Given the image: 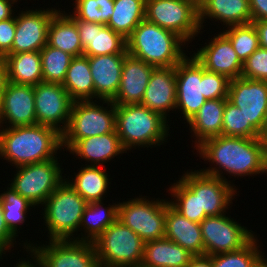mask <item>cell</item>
Masks as SVG:
<instances>
[{
	"mask_svg": "<svg viewBox=\"0 0 267 267\" xmlns=\"http://www.w3.org/2000/svg\"><path fill=\"white\" fill-rule=\"evenodd\" d=\"M196 150L204 161L214 164L213 167L202 168L199 171L205 175L220 178L230 184L233 182L226 179L224 176L226 173L234 176V178L239 176L241 178L245 176L252 177V175L265 173L267 141L263 138L220 135L204 140L196 147Z\"/></svg>",
	"mask_w": 267,
	"mask_h": 267,
	"instance_id": "6da1fadb",
	"label": "cell"
},
{
	"mask_svg": "<svg viewBox=\"0 0 267 267\" xmlns=\"http://www.w3.org/2000/svg\"><path fill=\"white\" fill-rule=\"evenodd\" d=\"M58 150H62V135L52 127L35 124L0 129V158L15 168L55 159Z\"/></svg>",
	"mask_w": 267,
	"mask_h": 267,
	"instance_id": "7a4b0ae2",
	"label": "cell"
},
{
	"mask_svg": "<svg viewBox=\"0 0 267 267\" xmlns=\"http://www.w3.org/2000/svg\"><path fill=\"white\" fill-rule=\"evenodd\" d=\"M128 55L157 67H175L187 55L185 41L146 18L126 39Z\"/></svg>",
	"mask_w": 267,
	"mask_h": 267,
	"instance_id": "3957f363",
	"label": "cell"
},
{
	"mask_svg": "<svg viewBox=\"0 0 267 267\" xmlns=\"http://www.w3.org/2000/svg\"><path fill=\"white\" fill-rule=\"evenodd\" d=\"M115 118V131L126 151L160 146L170 136L167 119L141 104L115 105Z\"/></svg>",
	"mask_w": 267,
	"mask_h": 267,
	"instance_id": "277c9868",
	"label": "cell"
},
{
	"mask_svg": "<svg viewBox=\"0 0 267 267\" xmlns=\"http://www.w3.org/2000/svg\"><path fill=\"white\" fill-rule=\"evenodd\" d=\"M87 202L65 180L42 205L49 240L74 239Z\"/></svg>",
	"mask_w": 267,
	"mask_h": 267,
	"instance_id": "5b68a950",
	"label": "cell"
},
{
	"mask_svg": "<svg viewBox=\"0 0 267 267\" xmlns=\"http://www.w3.org/2000/svg\"><path fill=\"white\" fill-rule=\"evenodd\" d=\"M115 125V104L111 100L73 101L68 126L61 134L62 149L68 151L79 139L116 132Z\"/></svg>",
	"mask_w": 267,
	"mask_h": 267,
	"instance_id": "8992f818",
	"label": "cell"
},
{
	"mask_svg": "<svg viewBox=\"0 0 267 267\" xmlns=\"http://www.w3.org/2000/svg\"><path fill=\"white\" fill-rule=\"evenodd\" d=\"M100 267H141L144 242L116 220L94 242Z\"/></svg>",
	"mask_w": 267,
	"mask_h": 267,
	"instance_id": "52a82bcc",
	"label": "cell"
},
{
	"mask_svg": "<svg viewBox=\"0 0 267 267\" xmlns=\"http://www.w3.org/2000/svg\"><path fill=\"white\" fill-rule=\"evenodd\" d=\"M35 267H100L94 243L80 240H49L43 246L24 242Z\"/></svg>",
	"mask_w": 267,
	"mask_h": 267,
	"instance_id": "ba28073f",
	"label": "cell"
},
{
	"mask_svg": "<svg viewBox=\"0 0 267 267\" xmlns=\"http://www.w3.org/2000/svg\"><path fill=\"white\" fill-rule=\"evenodd\" d=\"M166 199L146 196L117 202V220L129 227L144 243L165 237Z\"/></svg>",
	"mask_w": 267,
	"mask_h": 267,
	"instance_id": "9c48e42d",
	"label": "cell"
},
{
	"mask_svg": "<svg viewBox=\"0 0 267 267\" xmlns=\"http://www.w3.org/2000/svg\"><path fill=\"white\" fill-rule=\"evenodd\" d=\"M61 167L58 158L19 166L9 186L35 206H42L66 178Z\"/></svg>",
	"mask_w": 267,
	"mask_h": 267,
	"instance_id": "30bf717a",
	"label": "cell"
},
{
	"mask_svg": "<svg viewBox=\"0 0 267 267\" xmlns=\"http://www.w3.org/2000/svg\"><path fill=\"white\" fill-rule=\"evenodd\" d=\"M145 18L190 42L201 34L199 10L189 0H146Z\"/></svg>",
	"mask_w": 267,
	"mask_h": 267,
	"instance_id": "8fae6325",
	"label": "cell"
},
{
	"mask_svg": "<svg viewBox=\"0 0 267 267\" xmlns=\"http://www.w3.org/2000/svg\"><path fill=\"white\" fill-rule=\"evenodd\" d=\"M200 227L204 255L209 256L240 250L257 236L226 214L206 217Z\"/></svg>",
	"mask_w": 267,
	"mask_h": 267,
	"instance_id": "7c38bea8",
	"label": "cell"
},
{
	"mask_svg": "<svg viewBox=\"0 0 267 267\" xmlns=\"http://www.w3.org/2000/svg\"><path fill=\"white\" fill-rule=\"evenodd\" d=\"M186 172L180 179L198 195L199 214L207 217L227 214L226 210L231 208L228 206L233 203V197L237 196L235 184L205 175L198 170Z\"/></svg>",
	"mask_w": 267,
	"mask_h": 267,
	"instance_id": "4fadbf2b",
	"label": "cell"
},
{
	"mask_svg": "<svg viewBox=\"0 0 267 267\" xmlns=\"http://www.w3.org/2000/svg\"><path fill=\"white\" fill-rule=\"evenodd\" d=\"M34 103L37 124L52 127L61 134L66 130L73 100L62 84L38 83L34 86Z\"/></svg>",
	"mask_w": 267,
	"mask_h": 267,
	"instance_id": "5bb4252c",
	"label": "cell"
},
{
	"mask_svg": "<svg viewBox=\"0 0 267 267\" xmlns=\"http://www.w3.org/2000/svg\"><path fill=\"white\" fill-rule=\"evenodd\" d=\"M228 100L239 107L249 122L264 139V123L267 115V81L248 78L231 79Z\"/></svg>",
	"mask_w": 267,
	"mask_h": 267,
	"instance_id": "9a60e30c",
	"label": "cell"
},
{
	"mask_svg": "<svg viewBox=\"0 0 267 267\" xmlns=\"http://www.w3.org/2000/svg\"><path fill=\"white\" fill-rule=\"evenodd\" d=\"M192 56V57H191ZM175 66L176 110L182 112L188 122L204 105L203 66L191 55Z\"/></svg>",
	"mask_w": 267,
	"mask_h": 267,
	"instance_id": "2e32d148",
	"label": "cell"
},
{
	"mask_svg": "<svg viewBox=\"0 0 267 267\" xmlns=\"http://www.w3.org/2000/svg\"><path fill=\"white\" fill-rule=\"evenodd\" d=\"M43 9H28L17 13L11 54L40 51L47 44L50 20L58 10Z\"/></svg>",
	"mask_w": 267,
	"mask_h": 267,
	"instance_id": "e0dca14e",
	"label": "cell"
},
{
	"mask_svg": "<svg viewBox=\"0 0 267 267\" xmlns=\"http://www.w3.org/2000/svg\"><path fill=\"white\" fill-rule=\"evenodd\" d=\"M3 124L6 127L37 124L34 86L7 82L0 101V128Z\"/></svg>",
	"mask_w": 267,
	"mask_h": 267,
	"instance_id": "ac0fdd59",
	"label": "cell"
},
{
	"mask_svg": "<svg viewBox=\"0 0 267 267\" xmlns=\"http://www.w3.org/2000/svg\"><path fill=\"white\" fill-rule=\"evenodd\" d=\"M210 40L199 50L197 48V53L194 52L193 56L206 70L225 75L230 80L240 78L243 63L230 40L222 32Z\"/></svg>",
	"mask_w": 267,
	"mask_h": 267,
	"instance_id": "d6986e66",
	"label": "cell"
},
{
	"mask_svg": "<svg viewBox=\"0 0 267 267\" xmlns=\"http://www.w3.org/2000/svg\"><path fill=\"white\" fill-rule=\"evenodd\" d=\"M76 22L83 55L127 53L126 39L105 24L73 19Z\"/></svg>",
	"mask_w": 267,
	"mask_h": 267,
	"instance_id": "ffe728a7",
	"label": "cell"
},
{
	"mask_svg": "<svg viewBox=\"0 0 267 267\" xmlns=\"http://www.w3.org/2000/svg\"><path fill=\"white\" fill-rule=\"evenodd\" d=\"M141 105L161 114L165 119L176 109L175 67H157L153 70Z\"/></svg>",
	"mask_w": 267,
	"mask_h": 267,
	"instance_id": "44dd1931",
	"label": "cell"
},
{
	"mask_svg": "<svg viewBox=\"0 0 267 267\" xmlns=\"http://www.w3.org/2000/svg\"><path fill=\"white\" fill-rule=\"evenodd\" d=\"M128 53L88 56L96 100H112L120 87L121 73Z\"/></svg>",
	"mask_w": 267,
	"mask_h": 267,
	"instance_id": "7402d4cb",
	"label": "cell"
},
{
	"mask_svg": "<svg viewBox=\"0 0 267 267\" xmlns=\"http://www.w3.org/2000/svg\"><path fill=\"white\" fill-rule=\"evenodd\" d=\"M155 68L151 64L127 55L122 67L119 90L111 101L115 105L141 104Z\"/></svg>",
	"mask_w": 267,
	"mask_h": 267,
	"instance_id": "603a6c76",
	"label": "cell"
},
{
	"mask_svg": "<svg viewBox=\"0 0 267 267\" xmlns=\"http://www.w3.org/2000/svg\"><path fill=\"white\" fill-rule=\"evenodd\" d=\"M165 238L188 250L192 255H204L200 223L190 221L166 204Z\"/></svg>",
	"mask_w": 267,
	"mask_h": 267,
	"instance_id": "cb8c5ba5",
	"label": "cell"
},
{
	"mask_svg": "<svg viewBox=\"0 0 267 267\" xmlns=\"http://www.w3.org/2000/svg\"><path fill=\"white\" fill-rule=\"evenodd\" d=\"M68 151L92 166H100L118 154L127 153L116 132L79 139Z\"/></svg>",
	"mask_w": 267,
	"mask_h": 267,
	"instance_id": "d4e9b609",
	"label": "cell"
},
{
	"mask_svg": "<svg viewBox=\"0 0 267 267\" xmlns=\"http://www.w3.org/2000/svg\"><path fill=\"white\" fill-rule=\"evenodd\" d=\"M207 18L219 20L226 27L252 23L249 0H208L199 10L201 29Z\"/></svg>",
	"mask_w": 267,
	"mask_h": 267,
	"instance_id": "484cf974",
	"label": "cell"
},
{
	"mask_svg": "<svg viewBox=\"0 0 267 267\" xmlns=\"http://www.w3.org/2000/svg\"><path fill=\"white\" fill-rule=\"evenodd\" d=\"M227 98L206 100L199 111L187 122L190 133L193 132L196 145L204 140L222 135L223 113Z\"/></svg>",
	"mask_w": 267,
	"mask_h": 267,
	"instance_id": "4316f807",
	"label": "cell"
},
{
	"mask_svg": "<svg viewBox=\"0 0 267 267\" xmlns=\"http://www.w3.org/2000/svg\"><path fill=\"white\" fill-rule=\"evenodd\" d=\"M193 256L182 246L164 237L144 243L141 267H186Z\"/></svg>",
	"mask_w": 267,
	"mask_h": 267,
	"instance_id": "83f0119b",
	"label": "cell"
},
{
	"mask_svg": "<svg viewBox=\"0 0 267 267\" xmlns=\"http://www.w3.org/2000/svg\"><path fill=\"white\" fill-rule=\"evenodd\" d=\"M47 44L73 57L83 55L76 22L65 11H57L50 20Z\"/></svg>",
	"mask_w": 267,
	"mask_h": 267,
	"instance_id": "f1b7e54d",
	"label": "cell"
},
{
	"mask_svg": "<svg viewBox=\"0 0 267 267\" xmlns=\"http://www.w3.org/2000/svg\"><path fill=\"white\" fill-rule=\"evenodd\" d=\"M4 61L9 82L31 86L43 82L40 51L8 54Z\"/></svg>",
	"mask_w": 267,
	"mask_h": 267,
	"instance_id": "f546056e",
	"label": "cell"
},
{
	"mask_svg": "<svg viewBox=\"0 0 267 267\" xmlns=\"http://www.w3.org/2000/svg\"><path fill=\"white\" fill-rule=\"evenodd\" d=\"M102 166L86 165L80 167L79 171L74 175L75 177L65 181L81 195L87 202L103 201L107 194L109 184L111 182L106 169Z\"/></svg>",
	"mask_w": 267,
	"mask_h": 267,
	"instance_id": "4dcf8cb0",
	"label": "cell"
},
{
	"mask_svg": "<svg viewBox=\"0 0 267 267\" xmlns=\"http://www.w3.org/2000/svg\"><path fill=\"white\" fill-rule=\"evenodd\" d=\"M103 201L87 203L79 228L82 229L80 235L75 240L94 242L110 225L117 220L118 203L104 207ZM103 204V205H102Z\"/></svg>",
	"mask_w": 267,
	"mask_h": 267,
	"instance_id": "1f68e13d",
	"label": "cell"
},
{
	"mask_svg": "<svg viewBox=\"0 0 267 267\" xmlns=\"http://www.w3.org/2000/svg\"><path fill=\"white\" fill-rule=\"evenodd\" d=\"M62 85L73 101L94 99V83L88 56L72 58Z\"/></svg>",
	"mask_w": 267,
	"mask_h": 267,
	"instance_id": "d6a6232c",
	"label": "cell"
},
{
	"mask_svg": "<svg viewBox=\"0 0 267 267\" xmlns=\"http://www.w3.org/2000/svg\"><path fill=\"white\" fill-rule=\"evenodd\" d=\"M146 0H114L107 26L127 39L145 19Z\"/></svg>",
	"mask_w": 267,
	"mask_h": 267,
	"instance_id": "836d02e7",
	"label": "cell"
},
{
	"mask_svg": "<svg viewBox=\"0 0 267 267\" xmlns=\"http://www.w3.org/2000/svg\"><path fill=\"white\" fill-rule=\"evenodd\" d=\"M1 204L3 208V217L9 230L18 236V225L25 222L27 217L26 213L35 208V205L31 203L27 198L22 197L12 187L7 186V191L0 194ZM32 207V208H30ZM21 224V225H20Z\"/></svg>",
	"mask_w": 267,
	"mask_h": 267,
	"instance_id": "e575fe53",
	"label": "cell"
},
{
	"mask_svg": "<svg viewBox=\"0 0 267 267\" xmlns=\"http://www.w3.org/2000/svg\"><path fill=\"white\" fill-rule=\"evenodd\" d=\"M43 82L62 84L72 55L46 44L40 50Z\"/></svg>",
	"mask_w": 267,
	"mask_h": 267,
	"instance_id": "d590c367",
	"label": "cell"
},
{
	"mask_svg": "<svg viewBox=\"0 0 267 267\" xmlns=\"http://www.w3.org/2000/svg\"><path fill=\"white\" fill-rule=\"evenodd\" d=\"M169 193L172 200L169 204L190 221L200 223L207 216L199 214L198 195H196L180 178L171 184ZM175 199V200H174Z\"/></svg>",
	"mask_w": 267,
	"mask_h": 267,
	"instance_id": "8d00e7d4",
	"label": "cell"
},
{
	"mask_svg": "<svg viewBox=\"0 0 267 267\" xmlns=\"http://www.w3.org/2000/svg\"><path fill=\"white\" fill-rule=\"evenodd\" d=\"M222 33L230 40L242 63L260 47L258 32L253 23L230 26Z\"/></svg>",
	"mask_w": 267,
	"mask_h": 267,
	"instance_id": "74e56055",
	"label": "cell"
},
{
	"mask_svg": "<svg viewBox=\"0 0 267 267\" xmlns=\"http://www.w3.org/2000/svg\"><path fill=\"white\" fill-rule=\"evenodd\" d=\"M222 136L242 138H262V135L249 123L240 108L226 99L223 113Z\"/></svg>",
	"mask_w": 267,
	"mask_h": 267,
	"instance_id": "f35d334b",
	"label": "cell"
},
{
	"mask_svg": "<svg viewBox=\"0 0 267 267\" xmlns=\"http://www.w3.org/2000/svg\"><path fill=\"white\" fill-rule=\"evenodd\" d=\"M74 12L69 16L79 19L107 25L113 14L114 0H75Z\"/></svg>",
	"mask_w": 267,
	"mask_h": 267,
	"instance_id": "ab89813d",
	"label": "cell"
},
{
	"mask_svg": "<svg viewBox=\"0 0 267 267\" xmlns=\"http://www.w3.org/2000/svg\"><path fill=\"white\" fill-rule=\"evenodd\" d=\"M258 237H254L240 250L212 255V267H251L252 264L264 253L258 246Z\"/></svg>",
	"mask_w": 267,
	"mask_h": 267,
	"instance_id": "60d3db41",
	"label": "cell"
},
{
	"mask_svg": "<svg viewBox=\"0 0 267 267\" xmlns=\"http://www.w3.org/2000/svg\"><path fill=\"white\" fill-rule=\"evenodd\" d=\"M230 79L203 67V96L206 100L228 98Z\"/></svg>",
	"mask_w": 267,
	"mask_h": 267,
	"instance_id": "b9f144b4",
	"label": "cell"
},
{
	"mask_svg": "<svg viewBox=\"0 0 267 267\" xmlns=\"http://www.w3.org/2000/svg\"><path fill=\"white\" fill-rule=\"evenodd\" d=\"M241 77L267 81V49L259 47L243 62Z\"/></svg>",
	"mask_w": 267,
	"mask_h": 267,
	"instance_id": "7bdbcfd3",
	"label": "cell"
},
{
	"mask_svg": "<svg viewBox=\"0 0 267 267\" xmlns=\"http://www.w3.org/2000/svg\"><path fill=\"white\" fill-rule=\"evenodd\" d=\"M16 30V15L0 21V57L4 58L11 54L12 44L14 41Z\"/></svg>",
	"mask_w": 267,
	"mask_h": 267,
	"instance_id": "ee69618b",
	"label": "cell"
},
{
	"mask_svg": "<svg viewBox=\"0 0 267 267\" xmlns=\"http://www.w3.org/2000/svg\"><path fill=\"white\" fill-rule=\"evenodd\" d=\"M16 236L9 230L8 226L5 223V219L3 217V208L1 204L0 197V247L5 251L9 252L12 247H14V241L16 240Z\"/></svg>",
	"mask_w": 267,
	"mask_h": 267,
	"instance_id": "f6af8a7d",
	"label": "cell"
},
{
	"mask_svg": "<svg viewBox=\"0 0 267 267\" xmlns=\"http://www.w3.org/2000/svg\"><path fill=\"white\" fill-rule=\"evenodd\" d=\"M252 21L267 20V0H249Z\"/></svg>",
	"mask_w": 267,
	"mask_h": 267,
	"instance_id": "bcb514c9",
	"label": "cell"
},
{
	"mask_svg": "<svg viewBox=\"0 0 267 267\" xmlns=\"http://www.w3.org/2000/svg\"><path fill=\"white\" fill-rule=\"evenodd\" d=\"M15 3H17L16 0H0V21L7 20L15 15L16 12L12 9Z\"/></svg>",
	"mask_w": 267,
	"mask_h": 267,
	"instance_id": "7dc6e473",
	"label": "cell"
},
{
	"mask_svg": "<svg viewBox=\"0 0 267 267\" xmlns=\"http://www.w3.org/2000/svg\"><path fill=\"white\" fill-rule=\"evenodd\" d=\"M252 23L258 32L260 47L267 49V20L252 21Z\"/></svg>",
	"mask_w": 267,
	"mask_h": 267,
	"instance_id": "c3c4849f",
	"label": "cell"
},
{
	"mask_svg": "<svg viewBox=\"0 0 267 267\" xmlns=\"http://www.w3.org/2000/svg\"><path fill=\"white\" fill-rule=\"evenodd\" d=\"M186 267H212V256L209 255L193 256Z\"/></svg>",
	"mask_w": 267,
	"mask_h": 267,
	"instance_id": "681fc988",
	"label": "cell"
},
{
	"mask_svg": "<svg viewBox=\"0 0 267 267\" xmlns=\"http://www.w3.org/2000/svg\"><path fill=\"white\" fill-rule=\"evenodd\" d=\"M8 82L7 70L4 58L0 57V101L4 93L5 86Z\"/></svg>",
	"mask_w": 267,
	"mask_h": 267,
	"instance_id": "f907efd6",
	"label": "cell"
},
{
	"mask_svg": "<svg viewBox=\"0 0 267 267\" xmlns=\"http://www.w3.org/2000/svg\"><path fill=\"white\" fill-rule=\"evenodd\" d=\"M251 267H267V258H264L262 254L253 264Z\"/></svg>",
	"mask_w": 267,
	"mask_h": 267,
	"instance_id": "816d5d0a",
	"label": "cell"
},
{
	"mask_svg": "<svg viewBox=\"0 0 267 267\" xmlns=\"http://www.w3.org/2000/svg\"><path fill=\"white\" fill-rule=\"evenodd\" d=\"M15 267H35L33 263H31V261H29V259H25V260H21L19 262L16 263Z\"/></svg>",
	"mask_w": 267,
	"mask_h": 267,
	"instance_id": "f5cc1de1",
	"label": "cell"
},
{
	"mask_svg": "<svg viewBox=\"0 0 267 267\" xmlns=\"http://www.w3.org/2000/svg\"><path fill=\"white\" fill-rule=\"evenodd\" d=\"M198 10H200L208 0H189Z\"/></svg>",
	"mask_w": 267,
	"mask_h": 267,
	"instance_id": "db71d44e",
	"label": "cell"
},
{
	"mask_svg": "<svg viewBox=\"0 0 267 267\" xmlns=\"http://www.w3.org/2000/svg\"><path fill=\"white\" fill-rule=\"evenodd\" d=\"M264 140L267 141V115L264 123Z\"/></svg>",
	"mask_w": 267,
	"mask_h": 267,
	"instance_id": "11a10c76",
	"label": "cell"
},
{
	"mask_svg": "<svg viewBox=\"0 0 267 267\" xmlns=\"http://www.w3.org/2000/svg\"><path fill=\"white\" fill-rule=\"evenodd\" d=\"M4 252L6 253V251H4V250L0 247V259H2V255L5 254Z\"/></svg>",
	"mask_w": 267,
	"mask_h": 267,
	"instance_id": "9f6ffc18",
	"label": "cell"
},
{
	"mask_svg": "<svg viewBox=\"0 0 267 267\" xmlns=\"http://www.w3.org/2000/svg\"><path fill=\"white\" fill-rule=\"evenodd\" d=\"M265 173L267 174V154H266V157H265Z\"/></svg>",
	"mask_w": 267,
	"mask_h": 267,
	"instance_id": "6f0895ef",
	"label": "cell"
}]
</instances>
